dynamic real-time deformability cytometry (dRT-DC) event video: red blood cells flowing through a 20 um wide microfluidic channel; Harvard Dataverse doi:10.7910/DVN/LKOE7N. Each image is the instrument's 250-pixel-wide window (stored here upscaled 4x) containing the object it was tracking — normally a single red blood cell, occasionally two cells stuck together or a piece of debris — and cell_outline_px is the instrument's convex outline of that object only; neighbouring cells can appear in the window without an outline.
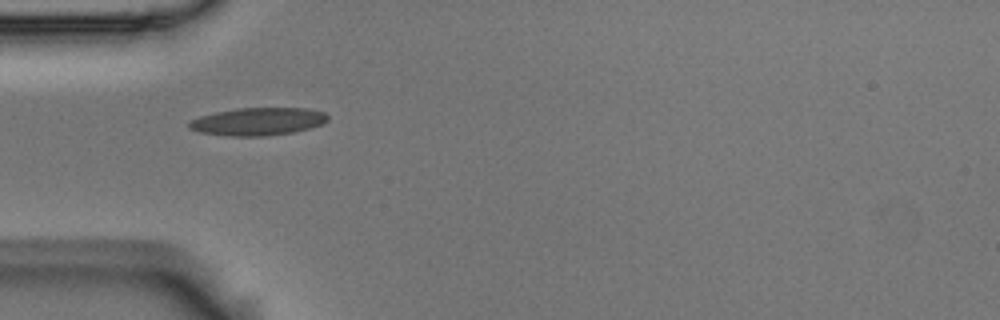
{"species": "Egyptian fruit bat (a non-hibernating species)", "species_latin": "Rousettus aegyptiacus", "temperature_condition": "room temperature", "stored_images_in_passage": 1, "camera_frame_rate_fps": 3000, "um_per_image_px": 0.085, "animal": {"sex": "male"}, "frame": {"image": 1, "passage_image": 1, "time_ms": 0.0, "image_size_px": [1000, 320], "cell_outline_px": [[328, 120], [324, 124], [292, 132], [264, 136], [228, 136], [200, 132], [188, 128], [188, 124], [192, 120], [200, 116], [216, 112], [236, 108], [304, 108], [324, 112], [328, 116]], "centroid_in_image_um": [21.92, 10.32], "position_along_channel_um": 63.1, "area_um2": 22.31}}